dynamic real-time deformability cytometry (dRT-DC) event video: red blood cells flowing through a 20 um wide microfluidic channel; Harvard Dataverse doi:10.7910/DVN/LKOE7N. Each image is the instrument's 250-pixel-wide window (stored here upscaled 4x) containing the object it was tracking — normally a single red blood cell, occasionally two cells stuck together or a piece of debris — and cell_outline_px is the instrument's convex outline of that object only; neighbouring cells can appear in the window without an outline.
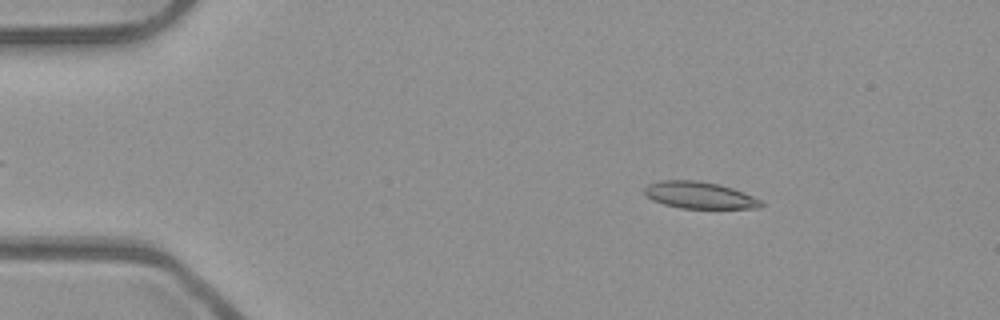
{"species": "common noctule bat (a hibernating species)", "species_latin": "Nyctalus noctula", "temperature_condition": "room temperature", "stored_images_in_passage": 52, "camera_frame_rate_fps": 3000, "um_per_image_px": 0.085, "animal": {"sex": "male", "body_mass_g": 23.1, "forearm_length_mm": 52.7}, "frame": {"image": 1, "passage_image": 8, "time_ms": 2.333, "image_size_px": [1000, 320], "cell_outline_px": [[764, 204], [760, 208], [680, 208], [664, 204], [652, 200], [644, 192], [644, 188], [648, 184], [660, 180], [696, 180], [716, 184], [732, 188], [744, 192], [760, 200]], "centroid_in_image_um": [59.44, 16.59], "position_along_channel_um": 25.6, "area_um2": 18.09}}
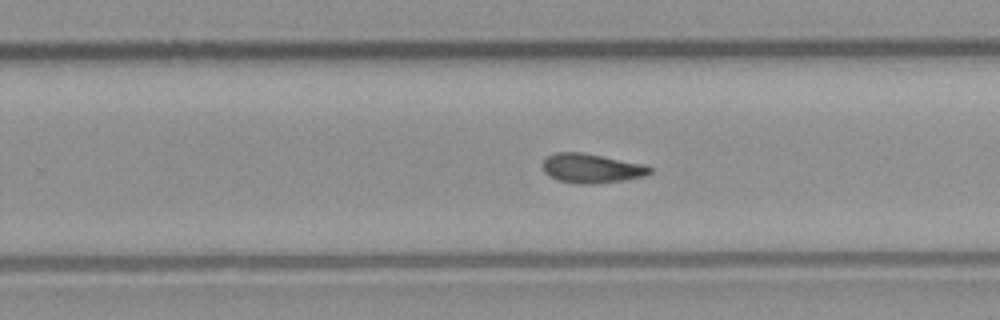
{"frame": {"image": 2, "passage_image": 33, "time_ms": 10.667, "image_size_px": [1000, 320], "cell_outline_px": [[652, 172], [644, 176], [624, 180], [592, 184], [580, 184], [556, 180], [548, 176], [544, 172], [540, 164], [548, 156], [556, 152], [580, 152], [644, 164], [652, 168]], "centroid_in_image_um": [50.23, 14.31], "position_along_channel_um": 279.6, "area_um2": 18.38}}
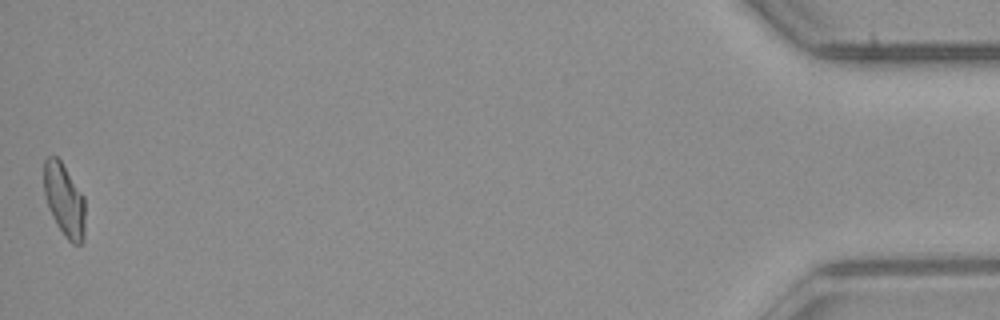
{"frame": {"image": 3, "passage_image": 52, "time_ms": 17.0, "image_size_px": [1000, 320], "cell_outline_px": [[84, 240], [80, 244], [72, 244], [64, 236], [56, 224], [48, 208], [44, 192], [44, 160], [48, 156], [56, 156], [60, 160], [84, 196]], "centroid_in_image_um": [5.46, 17.02], "position_along_channel_um": 429.7, "area_um2": 17.51}, "authors_computed_cell_mechanics": {"area_um2": 18.0336, "velocity_mm_per_s": 3.9356, "shape_relaxation_time_tau1_ms": null, "shape_relaxation_time_tau2_ms": 4.6435, "deformation_change_tau1": null, "deformation_change_tau2": 0.1139}}